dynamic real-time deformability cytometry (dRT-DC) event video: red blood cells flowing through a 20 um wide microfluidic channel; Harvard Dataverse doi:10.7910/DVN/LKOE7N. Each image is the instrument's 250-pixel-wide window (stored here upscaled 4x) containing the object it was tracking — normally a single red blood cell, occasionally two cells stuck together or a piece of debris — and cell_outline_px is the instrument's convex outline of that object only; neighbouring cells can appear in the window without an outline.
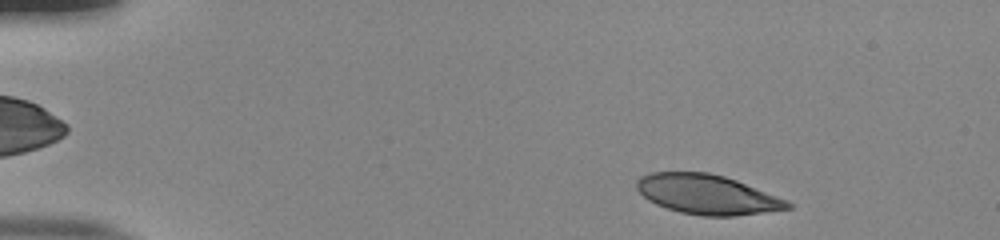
{"species": "human", "species_latin": "Homo sapiens", "temperature_condition": "room temperature", "stored_images_in_passage": 48, "camera_frame_rate_fps": 3000, "um_per_image_px": 0.085, "donor": {"sex": "male"}, "frame": {"image": 1, "passage_image": 3, "time_ms": 0.667, "image_size_px": [1000, 240], "cell_outline_px": [[792, 208], [732, 216], [700, 216], [680, 212], [656, 204], [648, 200], [636, 188], [636, 180], [640, 176], [652, 172], [708, 172], [724, 176], [736, 180], [788, 200], [792, 204]], "centroid_in_image_um": [60.09, 16.52], "position_along_channel_um": 24.9, "area_um2": 34.74}}
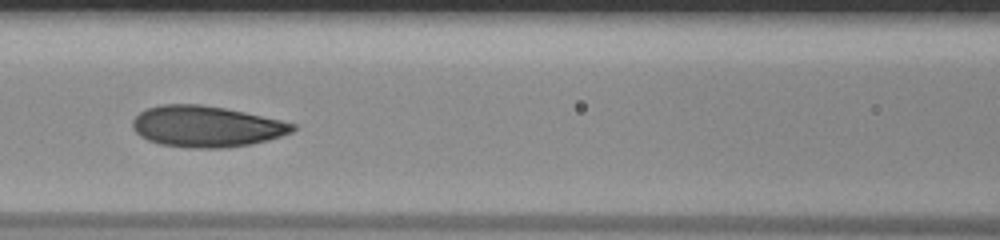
{"frame": {"image": 2, "passage_image": 20, "time_ms": 6.333, "image_size_px": [1000, 240], "cell_outline_px": [[296, 128], [292, 132], [268, 140], [248, 144], [224, 148], [188, 148], [160, 144], [148, 140], [140, 136], [132, 128], [132, 120], [140, 112], [148, 108], [160, 104], [200, 104], [224, 108], [244, 112], [280, 120], [296, 124]], "centroid_in_image_um": [17.51, 10.75], "position_along_channel_um": 149.1, "area_um2": 38.26}}
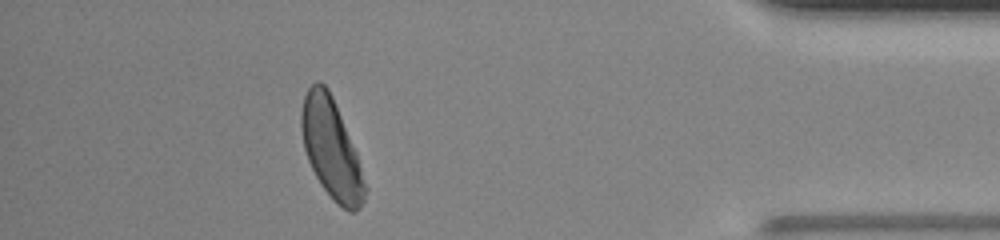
{"frame": {"image": 3, "passage_image": 43, "time_ms": 14.0, "image_size_px": [1000, 240], "cell_outline_px": [[368, 188], [364, 200], [360, 208], [356, 212], [348, 212], [336, 204], [332, 200], [320, 184], [308, 160], [304, 148], [300, 128], [300, 112], [304, 96], [308, 88], [316, 80], [320, 80], [328, 88], [332, 96], [356, 152]], "centroid_in_image_um": [28.16, 12.68], "position_along_channel_um": 407.0, "area_um2": 37.11}, "authors_computed_cell_mechanics": {"area_um2": 37.0787, "velocity_mm_per_s": 3.8925, "shape_relaxation_time_tau1_ms": 3.4956, "shape_relaxation_time_tau2_ms": 0.8371, "deformation_change_tau1": 0.1486, "deformation_change_tau2": 0.0616}}